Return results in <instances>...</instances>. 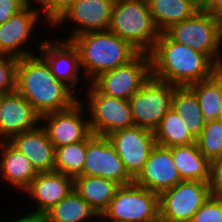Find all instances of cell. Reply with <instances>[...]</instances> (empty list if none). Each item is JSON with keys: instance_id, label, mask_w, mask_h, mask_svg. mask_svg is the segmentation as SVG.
Instances as JSON below:
<instances>
[{"instance_id": "d6986e66", "label": "cell", "mask_w": 222, "mask_h": 222, "mask_svg": "<svg viewBox=\"0 0 222 222\" xmlns=\"http://www.w3.org/2000/svg\"><path fill=\"white\" fill-rule=\"evenodd\" d=\"M73 190V177L51 171L38 172L24 193L35 201L33 212L45 214Z\"/></svg>"}, {"instance_id": "1f68e13d", "label": "cell", "mask_w": 222, "mask_h": 222, "mask_svg": "<svg viewBox=\"0 0 222 222\" xmlns=\"http://www.w3.org/2000/svg\"><path fill=\"white\" fill-rule=\"evenodd\" d=\"M190 222H222V197L211 195Z\"/></svg>"}, {"instance_id": "52a82bcc", "label": "cell", "mask_w": 222, "mask_h": 222, "mask_svg": "<svg viewBox=\"0 0 222 222\" xmlns=\"http://www.w3.org/2000/svg\"><path fill=\"white\" fill-rule=\"evenodd\" d=\"M151 76L149 53L139 52L128 63L100 73L91 83L102 94L128 100Z\"/></svg>"}, {"instance_id": "d590c367", "label": "cell", "mask_w": 222, "mask_h": 222, "mask_svg": "<svg viewBox=\"0 0 222 222\" xmlns=\"http://www.w3.org/2000/svg\"><path fill=\"white\" fill-rule=\"evenodd\" d=\"M203 9L218 20L222 19V0H208Z\"/></svg>"}, {"instance_id": "8fae6325", "label": "cell", "mask_w": 222, "mask_h": 222, "mask_svg": "<svg viewBox=\"0 0 222 222\" xmlns=\"http://www.w3.org/2000/svg\"><path fill=\"white\" fill-rule=\"evenodd\" d=\"M83 175L106 178L120 186L134 183L108 137L93 133L86 137Z\"/></svg>"}, {"instance_id": "9a60e30c", "label": "cell", "mask_w": 222, "mask_h": 222, "mask_svg": "<svg viewBox=\"0 0 222 222\" xmlns=\"http://www.w3.org/2000/svg\"><path fill=\"white\" fill-rule=\"evenodd\" d=\"M112 7L113 4L105 0H75L52 26L60 28L67 20L75 23L67 40L87 32L109 30Z\"/></svg>"}, {"instance_id": "ffe728a7", "label": "cell", "mask_w": 222, "mask_h": 222, "mask_svg": "<svg viewBox=\"0 0 222 222\" xmlns=\"http://www.w3.org/2000/svg\"><path fill=\"white\" fill-rule=\"evenodd\" d=\"M8 142L30 160L37 172L54 171L55 148L41 125L15 134Z\"/></svg>"}, {"instance_id": "f546056e", "label": "cell", "mask_w": 222, "mask_h": 222, "mask_svg": "<svg viewBox=\"0 0 222 222\" xmlns=\"http://www.w3.org/2000/svg\"><path fill=\"white\" fill-rule=\"evenodd\" d=\"M196 143L209 162L219 157L222 154V123L217 119L207 121Z\"/></svg>"}, {"instance_id": "d6a6232c", "label": "cell", "mask_w": 222, "mask_h": 222, "mask_svg": "<svg viewBox=\"0 0 222 222\" xmlns=\"http://www.w3.org/2000/svg\"><path fill=\"white\" fill-rule=\"evenodd\" d=\"M208 185L211 195L222 197V154L210 162Z\"/></svg>"}, {"instance_id": "30bf717a", "label": "cell", "mask_w": 222, "mask_h": 222, "mask_svg": "<svg viewBox=\"0 0 222 222\" xmlns=\"http://www.w3.org/2000/svg\"><path fill=\"white\" fill-rule=\"evenodd\" d=\"M88 87L89 128L94 135L107 136L135 126L128 100L102 94L91 82Z\"/></svg>"}, {"instance_id": "ac0fdd59", "label": "cell", "mask_w": 222, "mask_h": 222, "mask_svg": "<svg viewBox=\"0 0 222 222\" xmlns=\"http://www.w3.org/2000/svg\"><path fill=\"white\" fill-rule=\"evenodd\" d=\"M38 122L40 115L22 95L16 91L0 95V140L32 130Z\"/></svg>"}, {"instance_id": "cb8c5ba5", "label": "cell", "mask_w": 222, "mask_h": 222, "mask_svg": "<svg viewBox=\"0 0 222 222\" xmlns=\"http://www.w3.org/2000/svg\"><path fill=\"white\" fill-rule=\"evenodd\" d=\"M171 108L183 121L191 136L196 140L205 126L197 96L188 87H175L171 99Z\"/></svg>"}, {"instance_id": "f1b7e54d", "label": "cell", "mask_w": 222, "mask_h": 222, "mask_svg": "<svg viewBox=\"0 0 222 222\" xmlns=\"http://www.w3.org/2000/svg\"><path fill=\"white\" fill-rule=\"evenodd\" d=\"M86 156V138L78 143L55 148L54 171L76 177L83 175Z\"/></svg>"}, {"instance_id": "3957f363", "label": "cell", "mask_w": 222, "mask_h": 222, "mask_svg": "<svg viewBox=\"0 0 222 222\" xmlns=\"http://www.w3.org/2000/svg\"><path fill=\"white\" fill-rule=\"evenodd\" d=\"M88 82L100 73L131 61L139 51L109 30L79 34L71 39ZM90 79V80H89Z\"/></svg>"}, {"instance_id": "ba28073f", "label": "cell", "mask_w": 222, "mask_h": 222, "mask_svg": "<svg viewBox=\"0 0 222 222\" xmlns=\"http://www.w3.org/2000/svg\"><path fill=\"white\" fill-rule=\"evenodd\" d=\"M175 85L153 78L129 99L135 126L155 131L163 116L171 108Z\"/></svg>"}, {"instance_id": "8992f818", "label": "cell", "mask_w": 222, "mask_h": 222, "mask_svg": "<svg viewBox=\"0 0 222 222\" xmlns=\"http://www.w3.org/2000/svg\"><path fill=\"white\" fill-rule=\"evenodd\" d=\"M173 41L188 45L213 60L220 52L219 20L204 9L164 31Z\"/></svg>"}, {"instance_id": "44dd1931", "label": "cell", "mask_w": 222, "mask_h": 222, "mask_svg": "<svg viewBox=\"0 0 222 222\" xmlns=\"http://www.w3.org/2000/svg\"><path fill=\"white\" fill-rule=\"evenodd\" d=\"M0 174L8 186L24 191L38 172L30 160L8 141H0Z\"/></svg>"}, {"instance_id": "9c48e42d", "label": "cell", "mask_w": 222, "mask_h": 222, "mask_svg": "<svg viewBox=\"0 0 222 222\" xmlns=\"http://www.w3.org/2000/svg\"><path fill=\"white\" fill-rule=\"evenodd\" d=\"M210 196L208 182L182 180L159 194V218L163 222H190Z\"/></svg>"}, {"instance_id": "7c38bea8", "label": "cell", "mask_w": 222, "mask_h": 222, "mask_svg": "<svg viewBox=\"0 0 222 222\" xmlns=\"http://www.w3.org/2000/svg\"><path fill=\"white\" fill-rule=\"evenodd\" d=\"M107 137L116 147L117 154L124 163L126 171L135 179L143 170L144 164L156 145L154 132L133 126L116 130Z\"/></svg>"}, {"instance_id": "4fadbf2b", "label": "cell", "mask_w": 222, "mask_h": 222, "mask_svg": "<svg viewBox=\"0 0 222 222\" xmlns=\"http://www.w3.org/2000/svg\"><path fill=\"white\" fill-rule=\"evenodd\" d=\"M83 105L84 101L78 99L70 108L40 116V124L54 148L83 141L91 133L89 118L85 120L82 115L86 110Z\"/></svg>"}, {"instance_id": "f35d334b", "label": "cell", "mask_w": 222, "mask_h": 222, "mask_svg": "<svg viewBox=\"0 0 222 222\" xmlns=\"http://www.w3.org/2000/svg\"><path fill=\"white\" fill-rule=\"evenodd\" d=\"M33 1H35L36 2V4H38L39 6V9L41 10L48 2H49V0H33ZM32 0H23V2H24V5H27V6H32V2H33Z\"/></svg>"}, {"instance_id": "7bdbcfd3", "label": "cell", "mask_w": 222, "mask_h": 222, "mask_svg": "<svg viewBox=\"0 0 222 222\" xmlns=\"http://www.w3.org/2000/svg\"><path fill=\"white\" fill-rule=\"evenodd\" d=\"M217 120H219L222 123V103H221V106H220V112H219Z\"/></svg>"}, {"instance_id": "ee69618b", "label": "cell", "mask_w": 222, "mask_h": 222, "mask_svg": "<svg viewBox=\"0 0 222 222\" xmlns=\"http://www.w3.org/2000/svg\"><path fill=\"white\" fill-rule=\"evenodd\" d=\"M110 2L111 4L115 5L117 2H119L120 0H105Z\"/></svg>"}, {"instance_id": "e575fe53", "label": "cell", "mask_w": 222, "mask_h": 222, "mask_svg": "<svg viewBox=\"0 0 222 222\" xmlns=\"http://www.w3.org/2000/svg\"><path fill=\"white\" fill-rule=\"evenodd\" d=\"M23 0H0V25L24 7Z\"/></svg>"}, {"instance_id": "e0dca14e", "label": "cell", "mask_w": 222, "mask_h": 222, "mask_svg": "<svg viewBox=\"0 0 222 222\" xmlns=\"http://www.w3.org/2000/svg\"><path fill=\"white\" fill-rule=\"evenodd\" d=\"M181 177L174 164L171 148L155 145L143 170L134 179V183L152 192L160 194L180 183Z\"/></svg>"}, {"instance_id": "4316f807", "label": "cell", "mask_w": 222, "mask_h": 222, "mask_svg": "<svg viewBox=\"0 0 222 222\" xmlns=\"http://www.w3.org/2000/svg\"><path fill=\"white\" fill-rule=\"evenodd\" d=\"M154 136L157 145L167 148L186 146L196 142L172 108L163 116L154 131Z\"/></svg>"}, {"instance_id": "7a4b0ae2", "label": "cell", "mask_w": 222, "mask_h": 222, "mask_svg": "<svg viewBox=\"0 0 222 222\" xmlns=\"http://www.w3.org/2000/svg\"><path fill=\"white\" fill-rule=\"evenodd\" d=\"M151 75L176 87H186L212 76V60L161 32L149 52Z\"/></svg>"}, {"instance_id": "277c9868", "label": "cell", "mask_w": 222, "mask_h": 222, "mask_svg": "<svg viewBox=\"0 0 222 222\" xmlns=\"http://www.w3.org/2000/svg\"><path fill=\"white\" fill-rule=\"evenodd\" d=\"M109 31L143 53L153 49L160 35L147 0H120L113 5Z\"/></svg>"}, {"instance_id": "ab89813d", "label": "cell", "mask_w": 222, "mask_h": 222, "mask_svg": "<svg viewBox=\"0 0 222 222\" xmlns=\"http://www.w3.org/2000/svg\"><path fill=\"white\" fill-rule=\"evenodd\" d=\"M192 2L198 9H203L205 6V1L204 0H189Z\"/></svg>"}, {"instance_id": "60d3db41", "label": "cell", "mask_w": 222, "mask_h": 222, "mask_svg": "<svg viewBox=\"0 0 222 222\" xmlns=\"http://www.w3.org/2000/svg\"><path fill=\"white\" fill-rule=\"evenodd\" d=\"M219 42H220V49L222 46V19L219 20Z\"/></svg>"}, {"instance_id": "836d02e7", "label": "cell", "mask_w": 222, "mask_h": 222, "mask_svg": "<svg viewBox=\"0 0 222 222\" xmlns=\"http://www.w3.org/2000/svg\"><path fill=\"white\" fill-rule=\"evenodd\" d=\"M75 0H49L41 9L47 22L53 25L57 19L74 3Z\"/></svg>"}, {"instance_id": "2e32d148", "label": "cell", "mask_w": 222, "mask_h": 222, "mask_svg": "<svg viewBox=\"0 0 222 222\" xmlns=\"http://www.w3.org/2000/svg\"><path fill=\"white\" fill-rule=\"evenodd\" d=\"M38 47L39 55L47 62L53 75L74 92L79 90L76 87L83 80L80 77L82 71L78 50L71 40H58L53 43L45 40Z\"/></svg>"}, {"instance_id": "603a6c76", "label": "cell", "mask_w": 222, "mask_h": 222, "mask_svg": "<svg viewBox=\"0 0 222 222\" xmlns=\"http://www.w3.org/2000/svg\"><path fill=\"white\" fill-rule=\"evenodd\" d=\"M172 158L181 180L209 181L210 162L199 151L197 143L171 147Z\"/></svg>"}, {"instance_id": "6da1fadb", "label": "cell", "mask_w": 222, "mask_h": 222, "mask_svg": "<svg viewBox=\"0 0 222 222\" xmlns=\"http://www.w3.org/2000/svg\"><path fill=\"white\" fill-rule=\"evenodd\" d=\"M15 91L40 115L70 108L78 100L75 92L58 80L40 55L19 58Z\"/></svg>"}, {"instance_id": "7402d4cb", "label": "cell", "mask_w": 222, "mask_h": 222, "mask_svg": "<svg viewBox=\"0 0 222 222\" xmlns=\"http://www.w3.org/2000/svg\"><path fill=\"white\" fill-rule=\"evenodd\" d=\"M74 191L98 214L109 207L120 185L99 176L78 175L73 178Z\"/></svg>"}, {"instance_id": "8d00e7d4", "label": "cell", "mask_w": 222, "mask_h": 222, "mask_svg": "<svg viewBox=\"0 0 222 222\" xmlns=\"http://www.w3.org/2000/svg\"><path fill=\"white\" fill-rule=\"evenodd\" d=\"M11 222H49V219L43 213L30 211V213H26L25 216H22L15 221L12 220Z\"/></svg>"}, {"instance_id": "4dcf8cb0", "label": "cell", "mask_w": 222, "mask_h": 222, "mask_svg": "<svg viewBox=\"0 0 222 222\" xmlns=\"http://www.w3.org/2000/svg\"><path fill=\"white\" fill-rule=\"evenodd\" d=\"M18 58L0 55V95L15 91Z\"/></svg>"}, {"instance_id": "f6af8a7d", "label": "cell", "mask_w": 222, "mask_h": 222, "mask_svg": "<svg viewBox=\"0 0 222 222\" xmlns=\"http://www.w3.org/2000/svg\"><path fill=\"white\" fill-rule=\"evenodd\" d=\"M150 222H163V221L159 218V219H156V220H153V221H150Z\"/></svg>"}, {"instance_id": "5bb4252c", "label": "cell", "mask_w": 222, "mask_h": 222, "mask_svg": "<svg viewBox=\"0 0 222 222\" xmlns=\"http://www.w3.org/2000/svg\"><path fill=\"white\" fill-rule=\"evenodd\" d=\"M32 7L25 5L0 25V55L18 59L34 55L33 51L27 50L25 46L30 42L32 30H35L33 28L42 17V12L37 6L36 9Z\"/></svg>"}, {"instance_id": "d4e9b609", "label": "cell", "mask_w": 222, "mask_h": 222, "mask_svg": "<svg viewBox=\"0 0 222 222\" xmlns=\"http://www.w3.org/2000/svg\"><path fill=\"white\" fill-rule=\"evenodd\" d=\"M147 3L160 33L167 30L171 25L190 18L199 10L189 0H147Z\"/></svg>"}, {"instance_id": "484cf974", "label": "cell", "mask_w": 222, "mask_h": 222, "mask_svg": "<svg viewBox=\"0 0 222 222\" xmlns=\"http://www.w3.org/2000/svg\"><path fill=\"white\" fill-rule=\"evenodd\" d=\"M49 222H89L98 214L74 190L45 213Z\"/></svg>"}, {"instance_id": "5b68a950", "label": "cell", "mask_w": 222, "mask_h": 222, "mask_svg": "<svg viewBox=\"0 0 222 222\" xmlns=\"http://www.w3.org/2000/svg\"><path fill=\"white\" fill-rule=\"evenodd\" d=\"M102 216L111 222H150L159 219V194L135 183L121 185Z\"/></svg>"}, {"instance_id": "b9f144b4", "label": "cell", "mask_w": 222, "mask_h": 222, "mask_svg": "<svg viewBox=\"0 0 222 222\" xmlns=\"http://www.w3.org/2000/svg\"><path fill=\"white\" fill-rule=\"evenodd\" d=\"M99 217H101L102 218V221H101V218H99ZM100 219V220H99ZM104 220V221H103ZM95 222H107L106 221V218L105 217H103L102 215H98L97 217H96V219H95ZM109 222V221H108ZM111 222V221H110Z\"/></svg>"}, {"instance_id": "83f0119b", "label": "cell", "mask_w": 222, "mask_h": 222, "mask_svg": "<svg viewBox=\"0 0 222 222\" xmlns=\"http://www.w3.org/2000/svg\"><path fill=\"white\" fill-rule=\"evenodd\" d=\"M188 87L197 96L204 120H216L222 103V86L211 76Z\"/></svg>"}, {"instance_id": "74e56055", "label": "cell", "mask_w": 222, "mask_h": 222, "mask_svg": "<svg viewBox=\"0 0 222 222\" xmlns=\"http://www.w3.org/2000/svg\"><path fill=\"white\" fill-rule=\"evenodd\" d=\"M219 53L212 60V77L222 86V57Z\"/></svg>"}]
</instances>
